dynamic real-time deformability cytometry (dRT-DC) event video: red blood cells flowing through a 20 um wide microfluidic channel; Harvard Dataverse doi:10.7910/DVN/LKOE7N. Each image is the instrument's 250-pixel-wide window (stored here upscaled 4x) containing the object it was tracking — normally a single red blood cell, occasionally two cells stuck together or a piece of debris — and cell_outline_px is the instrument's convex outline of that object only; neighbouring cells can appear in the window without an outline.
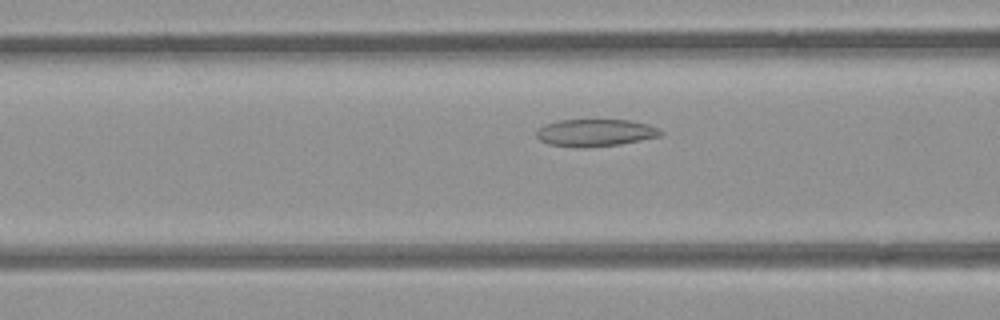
{"species": "common noctule bat (a hibernating species)", "species_latin": "Nyctalus noctula", "temperature_condition": "room temperature", "stored_images_in_passage": 40, "camera_frame_rate_fps": 3000, "um_per_image_px": 0.085, "animal": {"sex": "female", "body_mass_g": 21.9}, "frame": {"image": 1, "passage_image": 7, "time_ms": 2.0, "image_size_px": [1000, 320], "cell_outline_px": [[664, 132], [660, 136], [620, 144], [584, 148], [580, 148], [548, 144], [540, 140], [536, 136], [536, 132], [544, 124], [560, 120], [628, 120], [648, 124]], "centroid_in_image_um": [50.58, 11.29], "position_along_channel_um": 116.0, "area_um2": 19.65}}
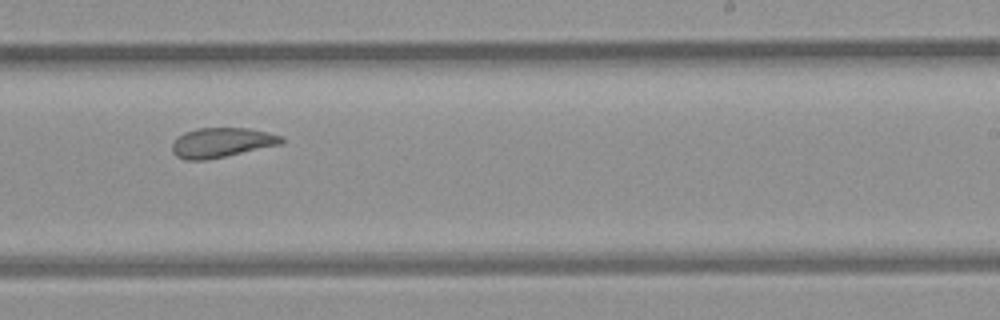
{"frame": {"image": 2, "passage_image": 19, "time_ms": 6.0, "image_size_px": [1000, 320], "cell_outline_px": [[284, 140], [280, 144], [224, 156], [204, 160], [184, 160], [176, 156], [172, 152], [172, 144], [184, 132], [196, 128], [248, 128], [268, 132], [284, 136]], "centroid_in_image_um": [18.83, 12.11], "position_along_channel_um": 270.2, "area_um2": 18.73}}
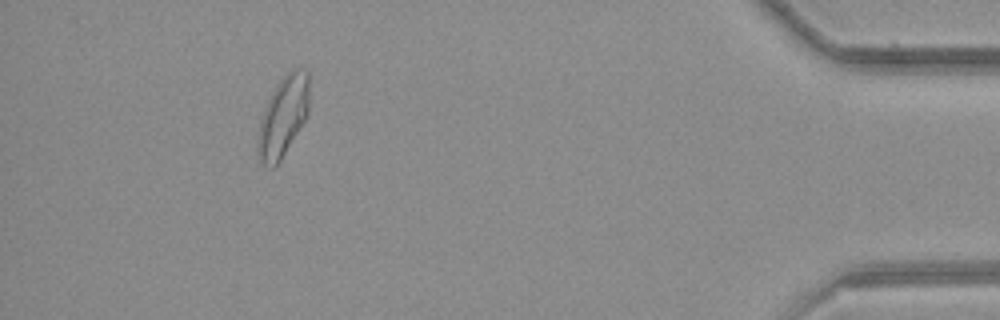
{"frame": {"image": 3, "passage_image": 35, "time_ms": 11.333, "image_size_px": [1000, 320], "cell_outline_px": [[308, 116], [280, 160], [272, 168], [268, 168], [260, 160], [256, 152], [256, 144], [260, 120], [268, 100], [276, 84], [292, 68], [300, 68], [308, 72]], "centroid_in_image_um": [24.05, 9.92], "position_along_channel_um": 411.2, "area_um2": 23.99}, "authors_computed_cell_mechanics": {"area_um2": 20.0855, "velocity_mm_per_s": 3.8527, "shape_relaxation_time_tau1_ms": null, "shape_relaxation_time_tau2_ms": 3.0523, "deformation_change_tau1": null, "deformation_change_tau2": 0.0876}}